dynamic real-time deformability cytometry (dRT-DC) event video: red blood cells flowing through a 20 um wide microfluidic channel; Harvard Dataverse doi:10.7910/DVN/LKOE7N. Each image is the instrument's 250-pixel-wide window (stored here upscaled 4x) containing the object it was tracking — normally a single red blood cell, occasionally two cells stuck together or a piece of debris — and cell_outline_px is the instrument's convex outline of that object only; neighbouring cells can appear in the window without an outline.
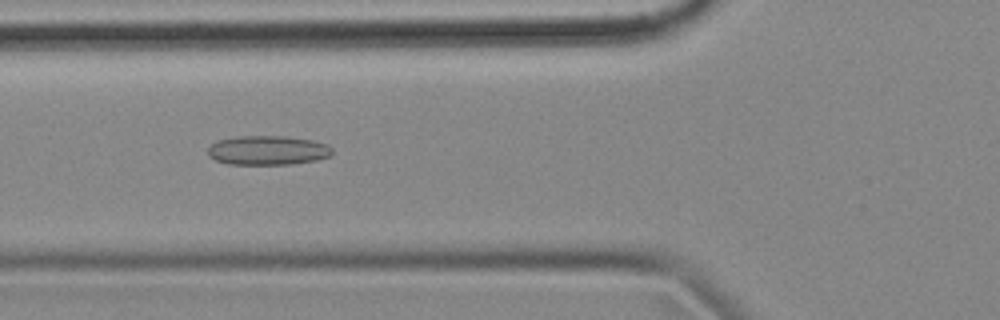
{"species": "common noctule bat (a hibernating species)", "species_latin": "Nyctalus noctula", "temperature_condition": "cold", "stored_images_in_passage": 56, "camera_frame_rate_fps": 3000, "um_per_image_px": 0.085, "animal": {"sex": "female", "body_mass_g": 18.4}, "frame": {"image": 1, "passage_image": 20, "time_ms": 6.333, "image_size_px": [1000, 320], "cell_outline_px": [[332, 156], [316, 160], [292, 164], [228, 164], [216, 160], [208, 156], [208, 148], [216, 140], [236, 136], [288, 136], [312, 140], [328, 144], [332, 148]], "centroid_in_image_um": [22.77, 12.77], "position_along_channel_um": 103.0, "area_um2": 21.44}}
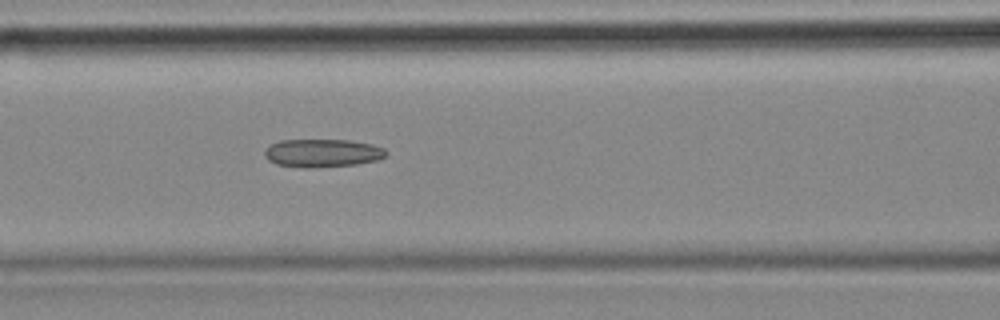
{"frame": {"image": 2, "passage_image": 23, "time_ms": 7.333, "image_size_px": [1000, 320], "cell_outline_px": [[388, 152], [384, 156], [376, 160], [356, 164], [312, 168], [304, 168], [276, 164], [268, 160], [264, 156], [264, 148], [280, 140], [348, 140], [372, 144], [384, 148]], "centroid_in_image_um": [27.37, 13.01], "position_along_channel_um": 139.2, "area_um2": 19.94}}
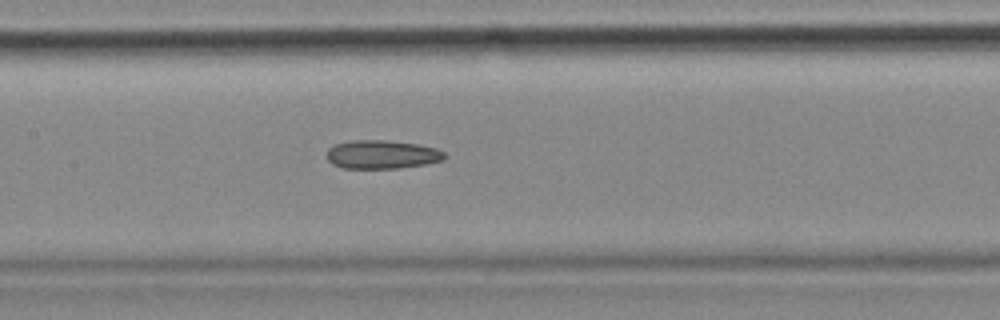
{"frame": {"image": 3, "passage_image": 26, "time_ms": 8.333, "image_size_px": [1000, 320], "cell_outline_px": [[444, 160], [424, 164], [400, 168], [340, 168], [332, 164], [328, 160], [328, 148], [336, 144], [352, 140], [384, 140], [416, 144], [436, 148], [444, 152]], "centroid_in_image_um": [32.44, 13.13], "position_along_channel_um": 175.0, "area_um2": 19.48}}